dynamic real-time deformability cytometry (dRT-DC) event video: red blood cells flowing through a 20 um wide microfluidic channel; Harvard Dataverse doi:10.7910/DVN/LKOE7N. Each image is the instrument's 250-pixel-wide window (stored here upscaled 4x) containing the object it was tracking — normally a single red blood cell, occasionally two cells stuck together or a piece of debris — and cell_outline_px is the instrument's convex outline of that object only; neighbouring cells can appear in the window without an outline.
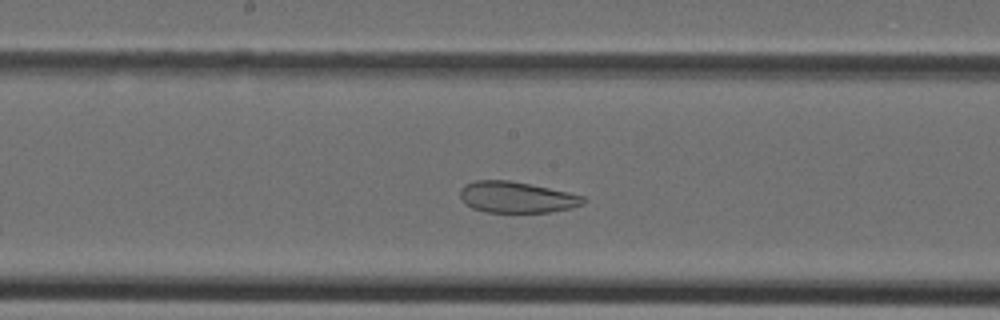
{"species": "Egyptian fruit bat (a non-hibernating species)", "species_latin": "Rousettus aegyptiacus", "temperature_condition": "cold", "stored_images_in_passage": 34, "camera_frame_rate_fps": 3000, "um_per_image_px": 0.085, "animal": {"sex": "female"}, "frame": {"image": 1, "passage_image": 15, "time_ms": 4.667, "image_size_px": [1000, 320], "cell_outline_px": [[584, 204], [568, 208], [548, 212], [484, 212], [472, 208], [464, 204], [460, 196], [460, 188], [464, 184], [476, 180], [508, 180], [568, 192], [584, 196]], "centroid_in_image_um": [43.84, 16.76], "position_along_channel_um": 204.4, "area_um2": 22.25}}
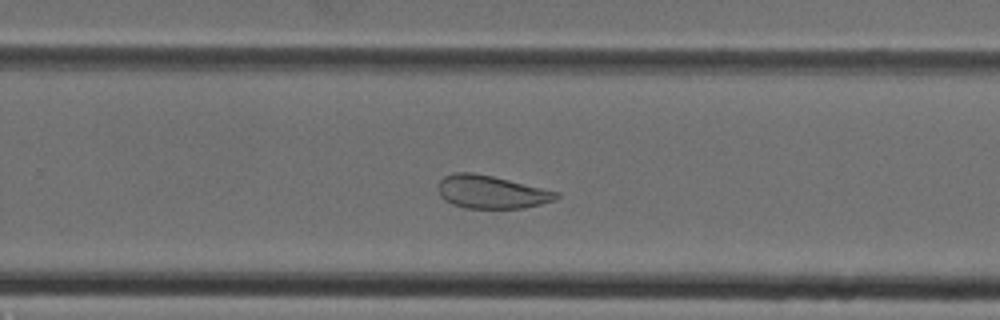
{"frame": {"image": 2, "passage_image": 20, "time_ms": 6.333, "image_size_px": [1000, 320], "cell_outline_px": [[560, 196], [556, 200], [524, 208], [464, 208], [452, 204], [444, 200], [440, 196], [436, 188], [436, 184], [444, 176], [452, 172], [472, 172], [492, 176], [560, 192]], "centroid_in_image_um": [41.72, 16.31], "position_along_channel_um": 288.1, "area_um2": 23.0}}